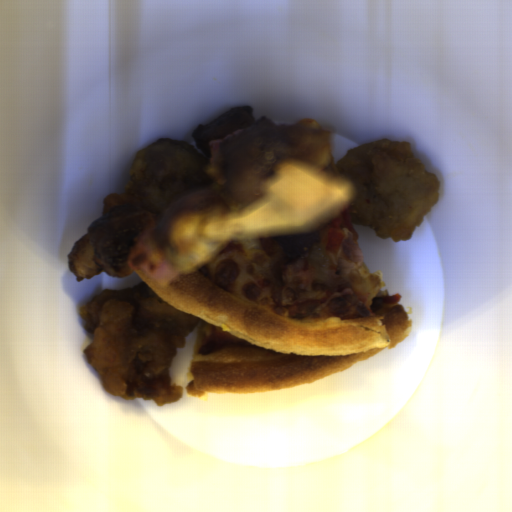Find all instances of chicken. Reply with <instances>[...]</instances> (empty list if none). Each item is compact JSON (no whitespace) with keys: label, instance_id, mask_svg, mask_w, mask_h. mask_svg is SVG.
Masks as SVG:
<instances>
[{"label":"chicken","instance_id":"1","mask_svg":"<svg viewBox=\"0 0 512 512\" xmlns=\"http://www.w3.org/2000/svg\"><path fill=\"white\" fill-rule=\"evenodd\" d=\"M79 314L91 337L84 356L111 396L153 400L158 407L183 397L170 367L199 317L165 302L144 281L101 290Z\"/></svg>","mask_w":512,"mask_h":512},{"label":"chicken","instance_id":"2","mask_svg":"<svg viewBox=\"0 0 512 512\" xmlns=\"http://www.w3.org/2000/svg\"><path fill=\"white\" fill-rule=\"evenodd\" d=\"M335 165L355 191L345 210L350 224L395 243L411 239L440 198V181L416 157L410 142H370L348 150Z\"/></svg>","mask_w":512,"mask_h":512},{"label":"chicken","instance_id":"3","mask_svg":"<svg viewBox=\"0 0 512 512\" xmlns=\"http://www.w3.org/2000/svg\"><path fill=\"white\" fill-rule=\"evenodd\" d=\"M210 164V156L187 142L160 137L136 153L124 194L136 196L149 217H163L183 196L213 184Z\"/></svg>","mask_w":512,"mask_h":512}]
</instances>
